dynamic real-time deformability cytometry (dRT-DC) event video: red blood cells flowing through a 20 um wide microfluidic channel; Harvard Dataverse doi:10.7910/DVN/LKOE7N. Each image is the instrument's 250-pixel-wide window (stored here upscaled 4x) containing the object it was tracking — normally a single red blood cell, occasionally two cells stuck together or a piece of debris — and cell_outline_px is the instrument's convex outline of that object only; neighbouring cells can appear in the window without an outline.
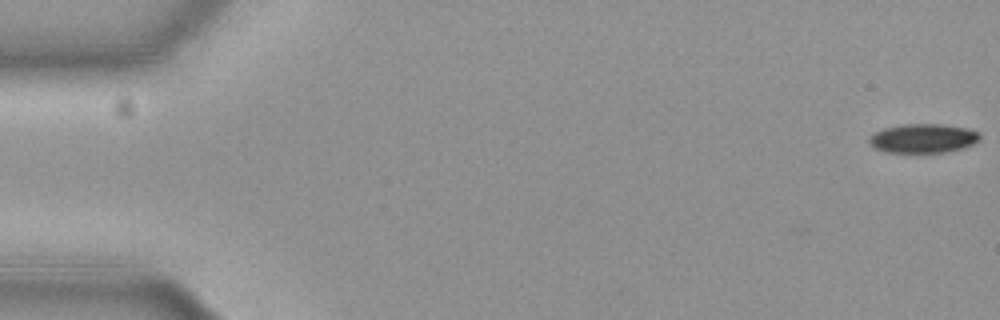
{"species": "common noctule bat (a hibernating species)", "species_latin": "Nyctalus noctula", "temperature_condition": "cold", "stored_images_in_passage": 53, "camera_frame_rate_fps": 3000, "um_per_image_px": 0.085, "animal": {"sex": "female", "body_mass_g": 19.3, "forearm_length_mm": 54.1}, "frame": {"image": 1, "passage_image": 1, "time_ms": 0.0, "image_size_px": [1000, 320], "cell_outline_px": [[980, 140], [972, 144], [960, 148], [944, 152], [888, 152], [876, 148], [868, 140], [876, 132], [884, 128], [904, 124], [940, 124], [968, 128], [980, 132]], "centroid_in_image_um": [78.51, 11.74], "position_along_channel_um": 6.5, "area_um2": 18.44}}
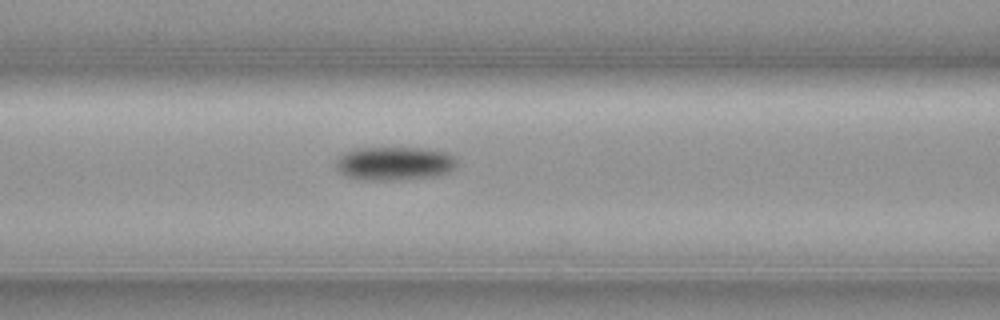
{"frame": {"image": 2, "passage_image": 24, "time_ms": 7.667, "image_size_px": [1000, 320], "cell_outline_px": [[456, 164], [448, 172], [436, 176], [400, 180], [356, 180], [344, 176], [336, 168], [336, 160], [340, 156], [356, 148], [420, 148], [448, 152], [456, 160]], "centroid_in_image_um": [33.49, 13.91], "position_along_channel_um": 133.1, "area_um2": 23.76}}
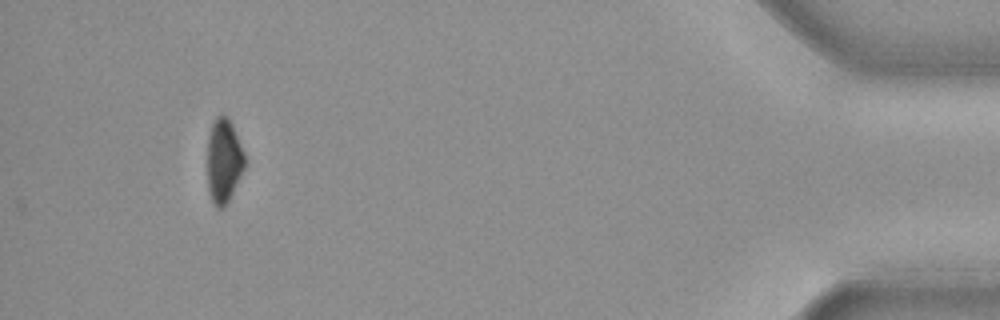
{"frame": {"image": 3, "passage_image": 53, "time_ms": 17.333, "image_size_px": [1000, 320], "cell_outline_px": [[244, 168], [224, 208], [216, 208], [208, 192], [208, 136], [212, 124], [216, 116], [228, 116], [232, 124], [244, 152]], "centroid_in_image_um": [19.01, 13.66], "position_along_channel_um": 416.2, "area_um2": 18.03}, "authors_computed_cell_mechanics": {"area_um2": 21.386, "velocity_mm_per_s": 3.7031, "shape_relaxation_time_tau1_ms": 3.3787, "shape_relaxation_time_tau2_ms": null, "deformation_change_tau1": 0.107, "deformation_change_tau2": null}}